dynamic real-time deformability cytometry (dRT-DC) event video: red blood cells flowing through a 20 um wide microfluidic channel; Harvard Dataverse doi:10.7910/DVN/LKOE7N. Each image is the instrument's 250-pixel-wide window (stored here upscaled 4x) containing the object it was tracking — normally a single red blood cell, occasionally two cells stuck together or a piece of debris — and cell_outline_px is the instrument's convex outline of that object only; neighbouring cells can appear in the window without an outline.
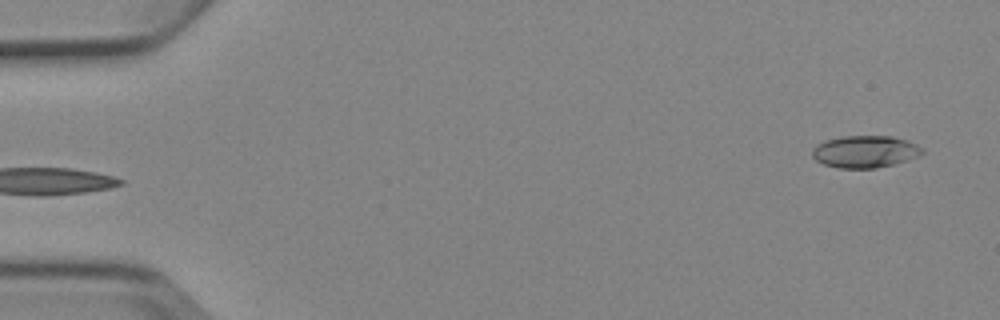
{"species": "Egyptian fruit bat (a non-hibernating species)", "species_latin": "Rousettus aegyptiacus", "temperature_condition": "cold", "stored_images_in_passage": 2, "segment_of_instrument_passage": [2, 2], "camera_frame_rate_fps": 3000, "um_per_image_px": 0.085, "animal": {"sex": "female"}, "frame": {"image": 1, "passage_image": 2, "time_ms": 1.333, "image_size_px": [1000, 320], "cell_outline_px": [[924, 152], [908, 160], [896, 164], [876, 168], [836, 168], [824, 164], [816, 160], [812, 156], [812, 148], [816, 144], [824, 140], [844, 136], [892, 136], [908, 140], [924, 148]], "centroid_in_image_um": [73.52, 12.88], "position_along_channel_um": 11.5, "area_um2": 20.81}}